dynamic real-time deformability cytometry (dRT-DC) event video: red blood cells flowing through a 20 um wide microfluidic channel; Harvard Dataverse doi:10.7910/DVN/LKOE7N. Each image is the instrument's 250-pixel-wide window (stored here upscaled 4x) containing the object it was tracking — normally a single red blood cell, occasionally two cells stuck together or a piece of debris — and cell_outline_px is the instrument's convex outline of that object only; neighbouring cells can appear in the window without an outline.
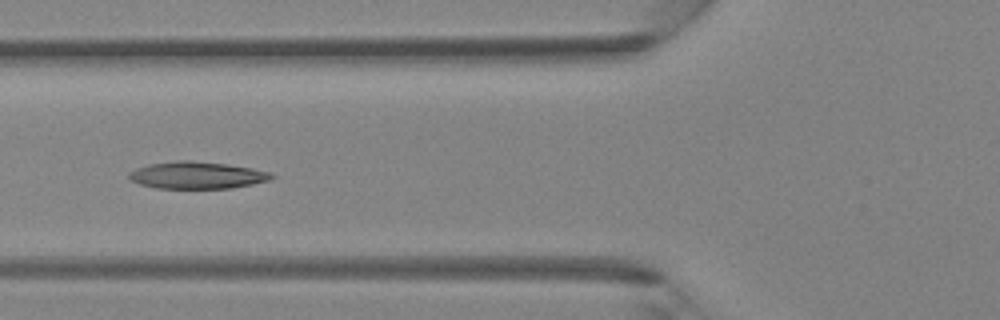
{"species": "Egyptian fruit bat (a non-hibernating species)", "species_latin": "Rousettus aegyptiacus", "temperature_condition": "room temperature", "stored_images_in_passage": 6, "camera_frame_rate_fps": 3000, "um_per_image_px": 0.085, "animal": {"sex": "female"}, "frame": {"image": 1, "passage_image": 6, "time_ms": 5.667, "image_size_px": [1000, 320], "cell_outline_px": [[276, 176], [268, 180], [252, 184], [232, 188], [156, 188], [140, 184], [128, 180], [128, 172], [136, 168], [148, 164], [176, 160], [192, 160], [228, 164], [252, 168], [272, 172]], "centroid_in_image_um": [16.72, 14.88], "position_along_channel_um": 109.1, "area_um2": 22.72}}